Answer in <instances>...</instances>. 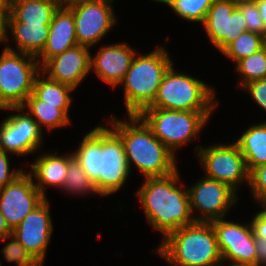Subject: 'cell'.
I'll use <instances>...</instances> for the list:
<instances>
[{
	"instance_id": "1",
	"label": "cell",
	"mask_w": 266,
	"mask_h": 266,
	"mask_svg": "<svg viewBox=\"0 0 266 266\" xmlns=\"http://www.w3.org/2000/svg\"><path fill=\"white\" fill-rule=\"evenodd\" d=\"M72 154L102 197L118 192L129 179L123 142L109 127L91 129Z\"/></svg>"
},
{
	"instance_id": "2",
	"label": "cell",
	"mask_w": 266,
	"mask_h": 266,
	"mask_svg": "<svg viewBox=\"0 0 266 266\" xmlns=\"http://www.w3.org/2000/svg\"><path fill=\"white\" fill-rule=\"evenodd\" d=\"M178 171L164 177L145 178L136 193L147 221L154 230L162 233V239L195 222L188 190L181 183Z\"/></svg>"
},
{
	"instance_id": "3",
	"label": "cell",
	"mask_w": 266,
	"mask_h": 266,
	"mask_svg": "<svg viewBox=\"0 0 266 266\" xmlns=\"http://www.w3.org/2000/svg\"><path fill=\"white\" fill-rule=\"evenodd\" d=\"M126 116L127 122L114 116L107 123L123 142L130 173L132 164L144 178L164 177L177 171L176 155L153 135L144 120L139 115Z\"/></svg>"
},
{
	"instance_id": "4",
	"label": "cell",
	"mask_w": 266,
	"mask_h": 266,
	"mask_svg": "<svg viewBox=\"0 0 266 266\" xmlns=\"http://www.w3.org/2000/svg\"><path fill=\"white\" fill-rule=\"evenodd\" d=\"M153 251L170 266H217L223 264L211 222H194L162 239Z\"/></svg>"
},
{
	"instance_id": "5",
	"label": "cell",
	"mask_w": 266,
	"mask_h": 266,
	"mask_svg": "<svg viewBox=\"0 0 266 266\" xmlns=\"http://www.w3.org/2000/svg\"><path fill=\"white\" fill-rule=\"evenodd\" d=\"M172 63L165 46L134 56L119 86H123L127 115H138L155 99L164 73Z\"/></svg>"
},
{
	"instance_id": "6",
	"label": "cell",
	"mask_w": 266,
	"mask_h": 266,
	"mask_svg": "<svg viewBox=\"0 0 266 266\" xmlns=\"http://www.w3.org/2000/svg\"><path fill=\"white\" fill-rule=\"evenodd\" d=\"M215 99L214 88L197 77L177 72L172 64L164 73L154 101L146 108L214 111L219 102Z\"/></svg>"
},
{
	"instance_id": "7",
	"label": "cell",
	"mask_w": 266,
	"mask_h": 266,
	"mask_svg": "<svg viewBox=\"0 0 266 266\" xmlns=\"http://www.w3.org/2000/svg\"><path fill=\"white\" fill-rule=\"evenodd\" d=\"M213 111H180L144 108L138 115L174 154L189 141L199 138Z\"/></svg>"
},
{
	"instance_id": "8",
	"label": "cell",
	"mask_w": 266,
	"mask_h": 266,
	"mask_svg": "<svg viewBox=\"0 0 266 266\" xmlns=\"http://www.w3.org/2000/svg\"><path fill=\"white\" fill-rule=\"evenodd\" d=\"M40 72L36 57L4 48L0 56V110L21 107Z\"/></svg>"
},
{
	"instance_id": "9",
	"label": "cell",
	"mask_w": 266,
	"mask_h": 266,
	"mask_svg": "<svg viewBox=\"0 0 266 266\" xmlns=\"http://www.w3.org/2000/svg\"><path fill=\"white\" fill-rule=\"evenodd\" d=\"M195 152L203 166L205 177L221 181L236 192L239 185L244 182L249 186V172L245 159L235 141L232 144L219 143L208 147L198 145Z\"/></svg>"
},
{
	"instance_id": "10",
	"label": "cell",
	"mask_w": 266,
	"mask_h": 266,
	"mask_svg": "<svg viewBox=\"0 0 266 266\" xmlns=\"http://www.w3.org/2000/svg\"><path fill=\"white\" fill-rule=\"evenodd\" d=\"M187 190L190 210L195 222H211L225 218L229 209L238 201V192L221 181L205 176ZM194 210H198L200 214L193 215Z\"/></svg>"
},
{
	"instance_id": "11",
	"label": "cell",
	"mask_w": 266,
	"mask_h": 266,
	"mask_svg": "<svg viewBox=\"0 0 266 266\" xmlns=\"http://www.w3.org/2000/svg\"><path fill=\"white\" fill-rule=\"evenodd\" d=\"M73 13L78 45L95 46L117 22L112 3L96 0H76L66 5Z\"/></svg>"
},
{
	"instance_id": "12",
	"label": "cell",
	"mask_w": 266,
	"mask_h": 266,
	"mask_svg": "<svg viewBox=\"0 0 266 266\" xmlns=\"http://www.w3.org/2000/svg\"><path fill=\"white\" fill-rule=\"evenodd\" d=\"M3 110L17 113L1 121L0 149L24 157L36 153L44 141V132L37 122L21 107H8Z\"/></svg>"
},
{
	"instance_id": "13",
	"label": "cell",
	"mask_w": 266,
	"mask_h": 266,
	"mask_svg": "<svg viewBox=\"0 0 266 266\" xmlns=\"http://www.w3.org/2000/svg\"><path fill=\"white\" fill-rule=\"evenodd\" d=\"M223 264H256L255 235L251 223H236L221 218L211 221Z\"/></svg>"
},
{
	"instance_id": "14",
	"label": "cell",
	"mask_w": 266,
	"mask_h": 266,
	"mask_svg": "<svg viewBox=\"0 0 266 266\" xmlns=\"http://www.w3.org/2000/svg\"><path fill=\"white\" fill-rule=\"evenodd\" d=\"M44 199L31 175L23 171L0 191V211L9 228L14 230Z\"/></svg>"
},
{
	"instance_id": "15",
	"label": "cell",
	"mask_w": 266,
	"mask_h": 266,
	"mask_svg": "<svg viewBox=\"0 0 266 266\" xmlns=\"http://www.w3.org/2000/svg\"><path fill=\"white\" fill-rule=\"evenodd\" d=\"M49 203L48 198H45L12 230L16 239L41 266L54 229Z\"/></svg>"
},
{
	"instance_id": "16",
	"label": "cell",
	"mask_w": 266,
	"mask_h": 266,
	"mask_svg": "<svg viewBox=\"0 0 266 266\" xmlns=\"http://www.w3.org/2000/svg\"><path fill=\"white\" fill-rule=\"evenodd\" d=\"M244 21L236 5L228 0H214L202 25L214 48L222 52L241 33L247 31Z\"/></svg>"
},
{
	"instance_id": "17",
	"label": "cell",
	"mask_w": 266,
	"mask_h": 266,
	"mask_svg": "<svg viewBox=\"0 0 266 266\" xmlns=\"http://www.w3.org/2000/svg\"><path fill=\"white\" fill-rule=\"evenodd\" d=\"M90 50L91 48L82 45L70 48L48 59L41 66V72L53 81L76 89L91 72Z\"/></svg>"
},
{
	"instance_id": "18",
	"label": "cell",
	"mask_w": 266,
	"mask_h": 266,
	"mask_svg": "<svg viewBox=\"0 0 266 266\" xmlns=\"http://www.w3.org/2000/svg\"><path fill=\"white\" fill-rule=\"evenodd\" d=\"M136 53L124 42L103 45L94 56L91 55L90 71L114 89L119 87Z\"/></svg>"
},
{
	"instance_id": "19",
	"label": "cell",
	"mask_w": 266,
	"mask_h": 266,
	"mask_svg": "<svg viewBox=\"0 0 266 266\" xmlns=\"http://www.w3.org/2000/svg\"><path fill=\"white\" fill-rule=\"evenodd\" d=\"M77 45L74 15L66 5L59 6L49 24L47 43L37 61L42 66L51 57Z\"/></svg>"
},
{
	"instance_id": "20",
	"label": "cell",
	"mask_w": 266,
	"mask_h": 266,
	"mask_svg": "<svg viewBox=\"0 0 266 266\" xmlns=\"http://www.w3.org/2000/svg\"><path fill=\"white\" fill-rule=\"evenodd\" d=\"M73 158L72 152L65 155L54 153L41 154L33 162L28 172L40 193L47 198L45 187L60 188L64 186L69 161ZM35 179V180H34Z\"/></svg>"
},
{
	"instance_id": "21",
	"label": "cell",
	"mask_w": 266,
	"mask_h": 266,
	"mask_svg": "<svg viewBox=\"0 0 266 266\" xmlns=\"http://www.w3.org/2000/svg\"><path fill=\"white\" fill-rule=\"evenodd\" d=\"M8 36L12 39L16 49L8 45L4 48L8 50L22 52L34 57H38L47 43L49 34V24H28L23 22H9Z\"/></svg>"
},
{
	"instance_id": "22",
	"label": "cell",
	"mask_w": 266,
	"mask_h": 266,
	"mask_svg": "<svg viewBox=\"0 0 266 266\" xmlns=\"http://www.w3.org/2000/svg\"><path fill=\"white\" fill-rule=\"evenodd\" d=\"M59 6L54 0H10L9 22L50 24Z\"/></svg>"
},
{
	"instance_id": "23",
	"label": "cell",
	"mask_w": 266,
	"mask_h": 266,
	"mask_svg": "<svg viewBox=\"0 0 266 266\" xmlns=\"http://www.w3.org/2000/svg\"><path fill=\"white\" fill-rule=\"evenodd\" d=\"M71 105H51L42 104V100L37 99L32 93L27 97L22 109L37 122L42 130V126L48 131H54L56 128L66 127L71 124L69 117V108ZM54 129V130H53Z\"/></svg>"
},
{
	"instance_id": "24",
	"label": "cell",
	"mask_w": 266,
	"mask_h": 266,
	"mask_svg": "<svg viewBox=\"0 0 266 266\" xmlns=\"http://www.w3.org/2000/svg\"><path fill=\"white\" fill-rule=\"evenodd\" d=\"M235 143L244 156L249 173L266 164V120L249 126Z\"/></svg>"
},
{
	"instance_id": "25",
	"label": "cell",
	"mask_w": 266,
	"mask_h": 266,
	"mask_svg": "<svg viewBox=\"0 0 266 266\" xmlns=\"http://www.w3.org/2000/svg\"><path fill=\"white\" fill-rule=\"evenodd\" d=\"M73 90L75 89L71 86L53 81L40 72L35 78L32 94L42 100V104L71 105L72 96L70 94Z\"/></svg>"
},
{
	"instance_id": "26",
	"label": "cell",
	"mask_w": 266,
	"mask_h": 266,
	"mask_svg": "<svg viewBox=\"0 0 266 266\" xmlns=\"http://www.w3.org/2000/svg\"><path fill=\"white\" fill-rule=\"evenodd\" d=\"M265 45L266 38L264 36L246 31L241 33L235 41H232L221 54L236 64L239 60L259 51Z\"/></svg>"
},
{
	"instance_id": "27",
	"label": "cell",
	"mask_w": 266,
	"mask_h": 266,
	"mask_svg": "<svg viewBox=\"0 0 266 266\" xmlns=\"http://www.w3.org/2000/svg\"><path fill=\"white\" fill-rule=\"evenodd\" d=\"M168 5L180 18L189 22H204L214 0H151Z\"/></svg>"
},
{
	"instance_id": "28",
	"label": "cell",
	"mask_w": 266,
	"mask_h": 266,
	"mask_svg": "<svg viewBox=\"0 0 266 266\" xmlns=\"http://www.w3.org/2000/svg\"><path fill=\"white\" fill-rule=\"evenodd\" d=\"M238 72L239 86L243 87L255 80L266 78V45L259 51L247 56L236 63Z\"/></svg>"
},
{
	"instance_id": "29",
	"label": "cell",
	"mask_w": 266,
	"mask_h": 266,
	"mask_svg": "<svg viewBox=\"0 0 266 266\" xmlns=\"http://www.w3.org/2000/svg\"><path fill=\"white\" fill-rule=\"evenodd\" d=\"M62 190L66 193L81 195H100L95 187L94 182L84 172L82 166L77 162L75 158L69 161L67 175L64 180V186Z\"/></svg>"
},
{
	"instance_id": "30",
	"label": "cell",
	"mask_w": 266,
	"mask_h": 266,
	"mask_svg": "<svg viewBox=\"0 0 266 266\" xmlns=\"http://www.w3.org/2000/svg\"><path fill=\"white\" fill-rule=\"evenodd\" d=\"M0 241H8L1 250L5 261L16 266H41L13 234L2 237Z\"/></svg>"
},
{
	"instance_id": "31",
	"label": "cell",
	"mask_w": 266,
	"mask_h": 266,
	"mask_svg": "<svg viewBox=\"0 0 266 266\" xmlns=\"http://www.w3.org/2000/svg\"><path fill=\"white\" fill-rule=\"evenodd\" d=\"M249 187L254 202L266 206V164L254 168L249 173Z\"/></svg>"
},
{
	"instance_id": "32",
	"label": "cell",
	"mask_w": 266,
	"mask_h": 266,
	"mask_svg": "<svg viewBox=\"0 0 266 266\" xmlns=\"http://www.w3.org/2000/svg\"><path fill=\"white\" fill-rule=\"evenodd\" d=\"M244 16L247 31L260 34L266 38V27L261 19L255 2L237 5Z\"/></svg>"
},
{
	"instance_id": "33",
	"label": "cell",
	"mask_w": 266,
	"mask_h": 266,
	"mask_svg": "<svg viewBox=\"0 0 266 266\" xmlns=\"http://www.w3.org/2000/svg\"><path fill=\"white\" fill-rule=\"evenodd\" d=\"M243 88V89H242ZM241 90L248 92L250 98L257 103V105L266 111V78L252 81L245 84Z\"/></svg>"
},
{
	"instance_id": "34",
	"label": "cell",
	"mask_w": 266,
	"mask_h": 266,
	"mask_svg": "<svg viewBox=\"0 0 266 266\" xmlns=\"http://www.w3.org/2000/svg\"><path fill=\"white\" fill-rule=\"evenodd\" d=\"M7 154L9 155L0 149V191L24 171L22 168L11 170Z\"/></svg>"
},
{
	"instance_id": "35",
	"label": "cell",
	"mask_w": 266,
	"mask_h": 266,
	"mask_svg": "<svg viewBox=\"0 0 266 266\" xmlns=\"http://www.w3.org/2000/svg\"><path fill=\"white\" fill-rule=\"evenodd\" d=\"M263 209L258 211L252 217L251 226L255 237L263 238L266 240V206H261Z\"/></svg>"
},
{
	"instance_id": "36",
	"label": "cell",
	"mask_w": 266,
	"mask_h": 266,
	"mask_svg": "<svg viewBox=\"0 0 266 266\" xmlns=\"http://www.w3.org/2000/svg\"><path fill=\"white\" fill-rule=\"evenodd\" d=\"M255 252L257 256L256 264L266 266V240L255 237Z\"/></svg>"
},
{
	"instance_id": "37",
	"label": "cell",
	"mask_w": 266,
	"mask_h": 266,
	"mask_svg": "<svg viewBox=\"0 0 266 266\" xmlns=\"http://www.w3.org/2000/svg\"><path fill=\"white\" fill-rule=\"evenodd\" d=\"M10 12H0V44L8 42V24Z\"/></svg>"
},
{
	"instance_id": "38",
	"label": "cell",
	"mask_w": 266,
	"mask_h": 266,
	"mask_svg": "<svg viewBox=\"0 0 266 266\" xmlns=\"http://www.w3.org/2000/svg\"><path fill=\"white\" fill-rule=\"evenodd\" d=\"M11 234H12V230L7 225L6 220L0 211V239L2 237H6Z\"/></svg>"
},
{
	"instance_id": "39",
	"label": "cell",
	"mask_w": 266,
	"mask_h": 266,
	"mask_svg": "<svg viewBox=\"0 0 266 266\" xmlns=\"http://www.w3.org/2000/svg\"><path fill=\"white\" fill-rule=\"evenodd\" d=\"M255 4L258 8L259 15L266 27V0H256Z\"/></svg>"
},
{
	"instance_id": "40",
	"label": "cell",
	"mask_w": 266,
	"mask_h": 266,
	"mask_svg": "<svg viewBox=\"0 0 266 266\" xmlns=\"http://www.w3.org/2000/svg\"><path fill=\"white\" fill-rule=\"evenodd\" d=\"M0 12H10V0H0Z\"/></svg>"
},
{
	"instance_id": "41",
	"label": "cell",
	"mask_w": 266,
	"mask_h": 266,
	"mask_svg": "<svg viewBox=\"0 0 266 266\" xmlns=\"http://www.w3.org/2000/svg\"><path fill=\"white\" fill-rule=\"evenodd\" d=\"M228 1L237 6L244 3H252L255 2L256 0H228Z\"/></svg>"
},
{
	"instance_id": "42",
	"label": "cell",
	"mask_w": 266,
	"mask_h": 266,
	"mask_svg": "<svg viewBox=\"0 0 266 266\" xmlns=\"http://www.w3.org/2000/svg\"><path fill=\"white\" fill-rule=\"evenodd\" d=\"M56 1L60 6L68 5L76 0H54Z\"/></svg>"
},
{
	"instance_id": "43",
	"label": "cell",
	"mask_w": 266,
	"mask_h": 266,
	"mask_svg": "<svg viewBox=\"0 0 266 266\" xmlns=\"http://www.w3.org/2000/svg\"><path fill=\"white\" fill-rule=\"evenodd\" d=\"M224 266H259V265H257V264H229L228 263V265L224 264Z\"/></svg>"
},
{
	"instance_id": "44",
	"label": "cell",
	"mask_w": 266,
	"mask_h": 266,
	"mask_svg": "<svg viewBox=\"0 0 266 266\" xmlns=\"http://www.w3.org/2000/svg\"><path fill=\"white\" fill-rule=\"evenodd\" d=\"M96 1H108V2H111V3L115 2V0H96Z\"/></svg>"
}]
</instances>
